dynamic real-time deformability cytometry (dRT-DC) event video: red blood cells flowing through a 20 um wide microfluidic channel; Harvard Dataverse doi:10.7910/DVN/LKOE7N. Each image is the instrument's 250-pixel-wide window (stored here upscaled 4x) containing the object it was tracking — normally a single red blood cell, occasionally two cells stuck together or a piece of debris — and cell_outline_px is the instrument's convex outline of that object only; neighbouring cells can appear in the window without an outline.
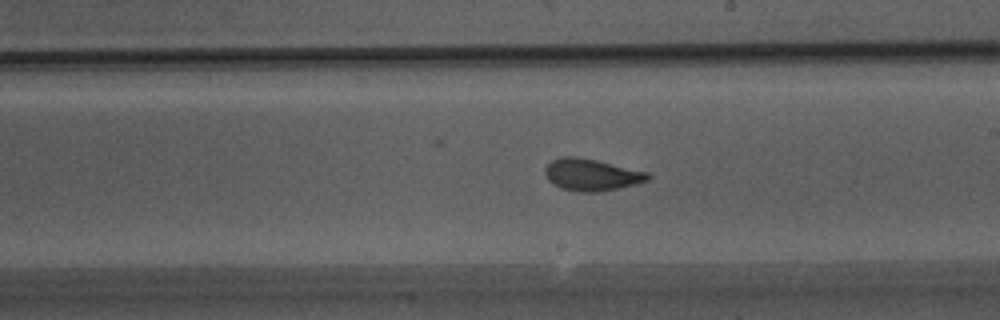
{"species": "Egyptian fruit bat (a non-hibernating species)", "species_latin": "Rousettus aegyptiacus", "temperature_condition": "warm", "stored_images_in_passage": 22, "camera_frame_rate_fps": 3000, "um_per_image_px": 0.085, "animal": {"sex": "male"}, "frame": {"image": 1, "passage_image": 13, "time_ms": 4.0, "image_size_px": [1000, 320], "cell_outline_px": [[652, 176], [648, 180], [636, 184], [620, 188], [600, 192], [580, 192], [560, 188], [548, 180], [544, 172], [544, 168], [552, 160], [564, 156], [576, 156], [596, 160], [648, 172]], "centroid_in_image_um": [50.28, 14.86], "position_along_channel_um": 238.7, "area_um2": 19.19}}
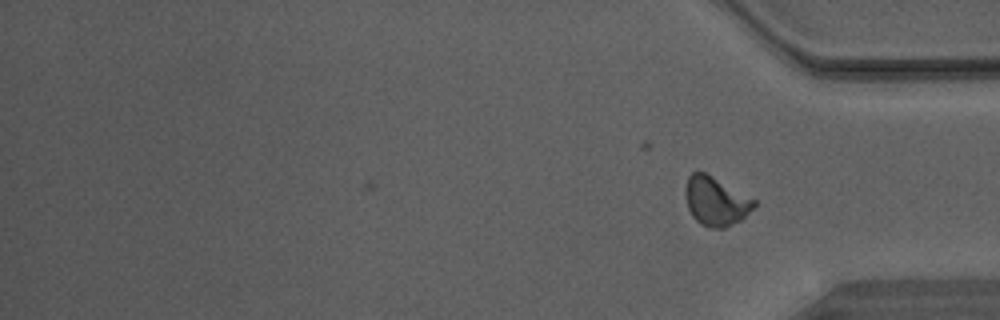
{"frame": {"image": 2, "passage_image": 22, "time_ms": 7.0, "image_size_px": [1000, 320], "cell_outline_px": [[756, 204], [740, 220], [724, 228], [708, 228], [700, 224], [692, 216], [688, 208], [684, 196], [684, 188], [688, 176], [692, 172], [704, 172], [712, 176], [756, 200]], "centroid_in_image_um": [60.79, 17.1], "position_along_channel_um": 374.4, "area_um2": 19.48}}